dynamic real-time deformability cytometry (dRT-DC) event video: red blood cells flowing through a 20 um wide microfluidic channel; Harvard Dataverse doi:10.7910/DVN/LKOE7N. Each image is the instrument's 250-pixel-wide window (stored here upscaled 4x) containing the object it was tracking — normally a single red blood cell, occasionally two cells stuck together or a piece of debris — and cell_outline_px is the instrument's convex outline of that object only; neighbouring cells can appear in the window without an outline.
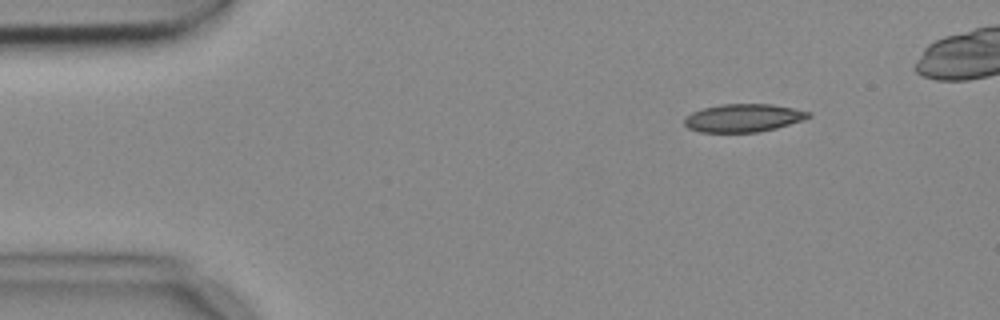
{"species": "common noctule bat (a hibernating species)", "species_latin": "Nyctalus noctula", "temperature_condition": "cold", "stored_images_in_passage": 4, "camera_frame_rate_fps": 3000, "um_per_image_px": 0.085, "animal": {"sex": "female", "body_mass_g": 18.4}, "frame": {"image": 1, "passage_image": 1, "time_ms": 0.0, "image_size_px": [1000, 320], "cell_outline_px": [[812, 116], [804, 120], [776, 128], [760, 132], [700, 132], [688, 128], [684, 124], [684, 120], [692, 112], [704, 108], [720, 104], [772, 104], [812, 112]], "centroid_in_image_um": [63.22, 10.02], "position_along_channel_um": 21.8, "area_um2": 20.29}}